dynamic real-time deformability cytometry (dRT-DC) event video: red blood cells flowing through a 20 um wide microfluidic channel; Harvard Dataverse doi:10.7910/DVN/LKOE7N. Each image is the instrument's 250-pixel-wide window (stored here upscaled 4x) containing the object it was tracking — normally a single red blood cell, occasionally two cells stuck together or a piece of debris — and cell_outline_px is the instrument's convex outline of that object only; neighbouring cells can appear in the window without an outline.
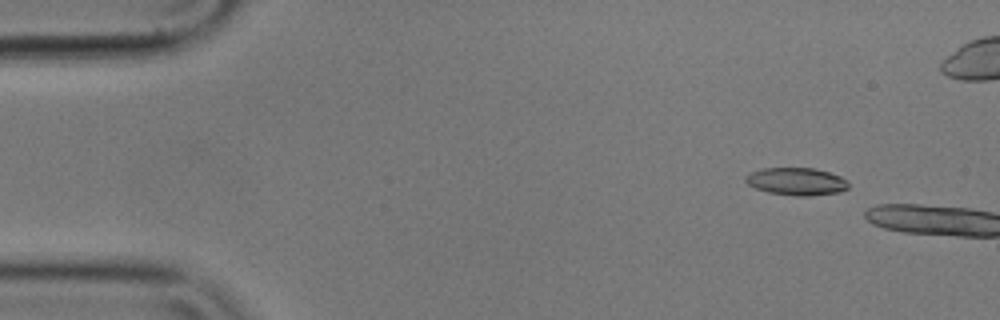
{"species": "common noctule bat (a hibernating species)", "species_latin": "Nyctalus noctula", "temperature_condition": "cold", "stored_images_in_passage": 9, "camera_frame_rate_fps": 3000, "um_per_image_px": 0.085, "animal": {"sex": "male", "body_mass_g": 17.9}, "frame": {"image": 1, "passage_image": 6, "time_ms": 1.667, "image_size_px": [1000, 320], "cell_outline_px": [[848, 188], [840, 192], [812, 196], [796, 196], [768, 192], [756, 188], [748, 184], [744, 180], [744, 176], [760, 168], [816, 168], [840, 176], [848, 180]], "centroid_in_image_um": [67.71, 15.42], "position_along_channel_um": 17.3, "area_um2": 16.65}}